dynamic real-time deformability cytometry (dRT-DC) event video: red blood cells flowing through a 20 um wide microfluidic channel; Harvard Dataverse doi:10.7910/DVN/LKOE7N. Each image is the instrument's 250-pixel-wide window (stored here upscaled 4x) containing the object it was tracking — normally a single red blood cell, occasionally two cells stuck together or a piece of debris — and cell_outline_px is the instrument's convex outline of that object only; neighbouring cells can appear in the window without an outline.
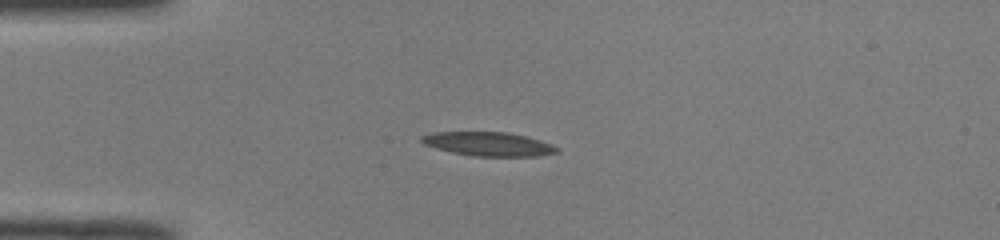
{"species": "common noctule bat (a hibernating species)", "species_latin": "Nyctalus noctula", "temperature_condition": "room temperature", "stored_images_in_passage": 39, "camera_frame_rate_fps": 3000, "um_per_image_px": 0.085, "animal": {"sex": "male", "body_mass_g": 19.0, "forearm_length_mm": 50.8}, "frame": {"image": 1, "passage_image": 1, "time_ms": 0.0, "image_size_px": [1000, 240], "cell_outline_px": [[560, 148], [556, 152], [536, 156], [472, 156], [452, 152], [436, 148], [424, 144], [420, 140], [420, 136], [432, 132], [504, 132], [524, 136], [540, 140], [552, 144]], "centroid_in_image_um": [41.49, 12.24], "position_along_channel_um": 43.5, "area_um2": 18.73}}
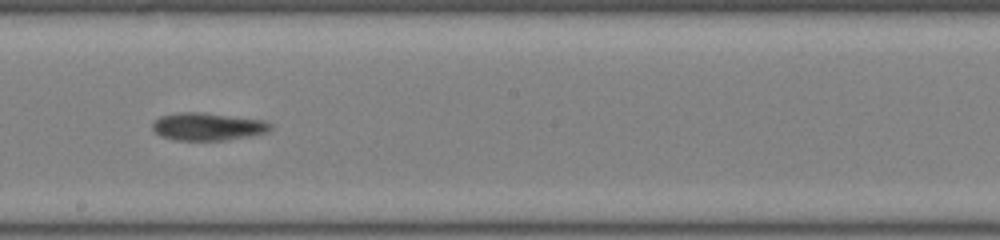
{"frame": {"image": 2, "passage_image": 17, "time_ms": 5.333, "image_size_px": [1000, 240], "cell_outline_px": [[272, 128], [264, 132], [252, 136], [224, 140], [176, 140], [160, 136], [152, 128], [152, 124], [160, 116], [180, 112], [204, 112], [264, 120], [272, 124]], "centroid_in_image_um": [17.66, 10.75], "position_along_channel_um": 230.5, "area_um2": 19.02}}
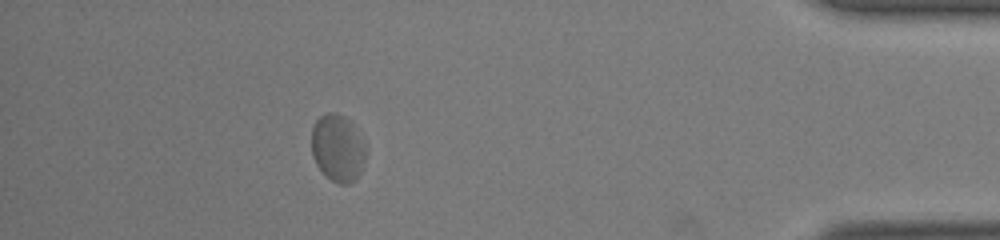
{"frame": {"image": 3, "passage_image": 34, "time_ms": 11.0, "image_size_px": [1000, 240], "cell_outline_px": [[364, 164], [360, 172], [348, 184], [340, 184], [332, 180], [316, 164], [312, 156], [312, 128], [316, 120], [320, 116], [328, 112], [336, 112], [344, 116], [352, 124], [364, 144]], "centroid_in_image_um": [28.68, 12.56], "position_along_channel_um": 406.5, "area_um2": 20.75}, "authors_computed_cell_mechanics": {"area_um2": 19.5942, "velocity_mm_per_s": 3.935, "shape_relaxation_time_tau1_ms": 5.0604, "shape_relaxation_time_tau2_ms": 3.7439, "deformation_change_tau1": 0.1422, "deformation_change_tau2": 0.0513}}